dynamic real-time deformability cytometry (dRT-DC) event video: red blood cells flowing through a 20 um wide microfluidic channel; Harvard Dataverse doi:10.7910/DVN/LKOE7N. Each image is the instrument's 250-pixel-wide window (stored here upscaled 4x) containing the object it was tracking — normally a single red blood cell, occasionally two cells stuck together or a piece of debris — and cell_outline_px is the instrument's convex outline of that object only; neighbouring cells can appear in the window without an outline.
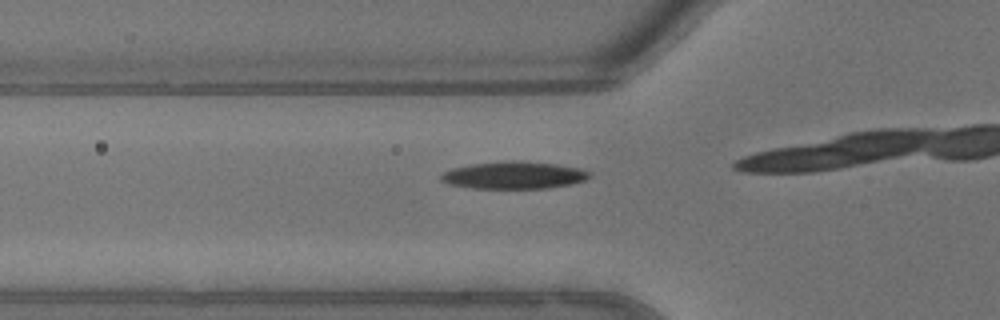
{"species": "common noctule bat (a hibernating species)", "species_latin": "Nyctalus noctula", "temperature_condition": "warm", "stored_images_in_passage": 9, "camera_frame_rate_fps": 3000, "um_per_image_px": 0.085, "animal": {"sex": "male", "body_mass_g": 13.3}, "frame": {"image": 1, "passage_image": 6, "time_ms": 1.667, "image_size_px": [1000, 320], "cell_outline_px": [[592, 176], [584, 180], [572, 184], [548, 188], [472, 188], [448, 184], [440, 180], [440, 176], [444, 172], [452, 168], [472, 164], [556, 164], [580, 168], [592, 172]], "centroid_in_image_um": [43.71, 14.95], "position_along_channel_um": 82.1, "area_um2": 22.43}}